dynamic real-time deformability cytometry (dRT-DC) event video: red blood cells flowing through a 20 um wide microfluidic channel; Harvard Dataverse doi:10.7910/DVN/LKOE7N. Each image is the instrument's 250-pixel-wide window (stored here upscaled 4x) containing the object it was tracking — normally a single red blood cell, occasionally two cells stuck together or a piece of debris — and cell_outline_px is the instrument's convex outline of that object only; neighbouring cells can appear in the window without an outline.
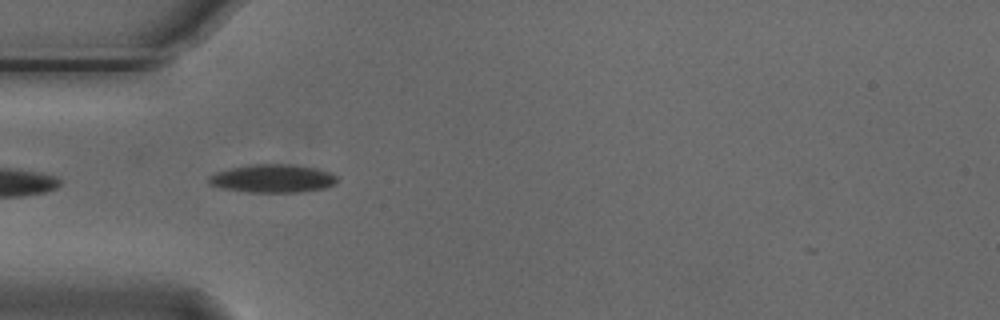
{"species": "Egyptian fruit bat (a non-hibernating species)", "species_latin": "Rousettus aegyptiacus", "temperature_condition": "cold", "stored_images_in_passage": 37, "camera_frame_rate_fps": 3000, "um_per_image_px": 0.085, "animal": {"sex": "male"}, "frame": {"image": 1, "passage_image": 1, "time_ms": 0.0, "image_size_px": [1000, 320], "cell_outline_px": [[336, 184], [324, 188], [300, 192], [248, 192], [220, 188], [208, 184], [208, 176], [216, 172], [248, 164], [292, 164], [316, 168], [328, 172], [336, 176]], "centroid_in_image_um": [23.14, 15.17], "position_along_channel_um": 61.9, "area_um2": 21.15}}
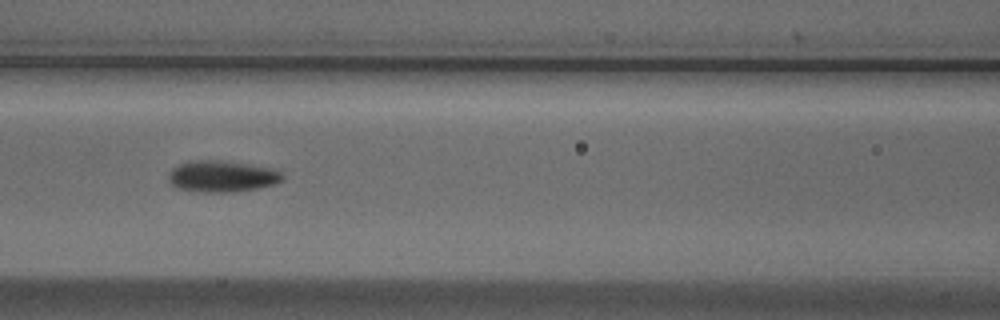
{"frame": {"image": 2, "passage_image": 8, "time_ms": 2.333, "image_size_px": [1000, 320], "cell_outline_px": [[284, 180], [272, 184], [256, 188], [228, 192], [208, 192], [176, 188], [168, 180], [168, 172], [172, 168], [188, 160], [216, 160], [248, 164], [272, 168], [280, 172], [284, 176]], "centroid_in_image_um": [18.83, 14.97], "position_along_channel_um": 147.8, "area_um2": 20.69}}
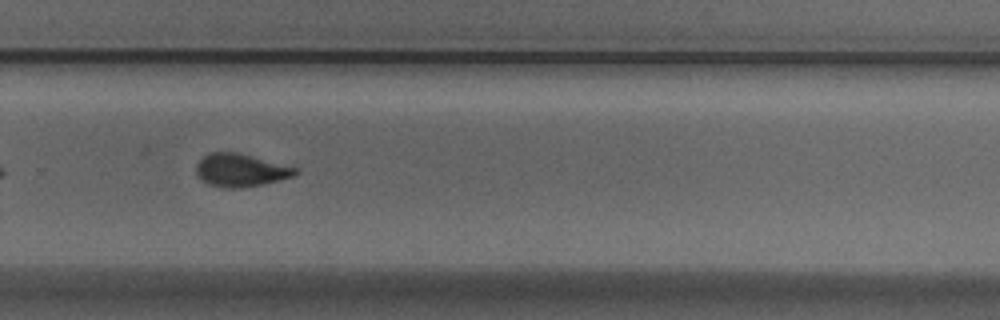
{"frame": {"image": 3, "passage_image": 21, "time_ms": 6.667, "image_size_px": [1000, 320], "cell_outline_px": [[296, 172], [292, 176], [264, 184], [244, 188], [224, 188], [208, 184], [200, 180], [196, 176], [196, 164], [208, 152], [240, 152], [296, 168]], "centroid_in_image_um": [20.38, 14.47], "position_along_channel_um": 309.4, "area_um2": 19.07}}